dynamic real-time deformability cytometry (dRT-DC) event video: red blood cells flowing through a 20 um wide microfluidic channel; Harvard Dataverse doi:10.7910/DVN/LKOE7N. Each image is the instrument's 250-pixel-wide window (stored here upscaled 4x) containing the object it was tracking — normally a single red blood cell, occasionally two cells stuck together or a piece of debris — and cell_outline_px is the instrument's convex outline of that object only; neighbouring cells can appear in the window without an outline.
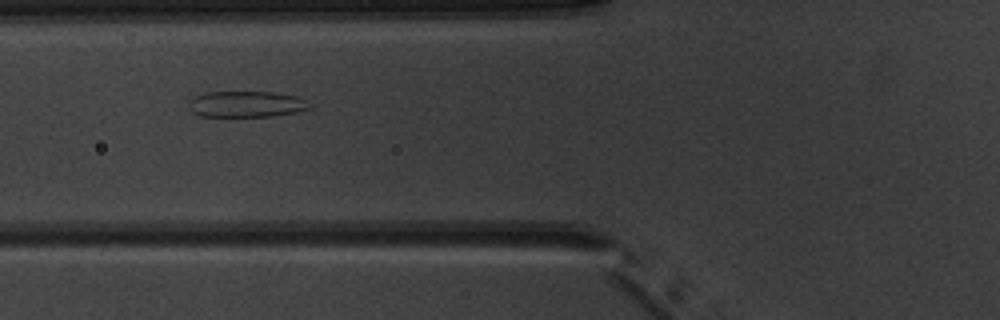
{"species": "common noctule bat (a hibernating species)", "species_latin": "Nyctalus noctula", "temperature_condition": "warm", "stored_images_in_passage": 4, "camera_frame_rate_fps": 3000, "um_per_image_px": 0.085, "animal": {"sex": "male", "body_mass_g": 20.1, "forearm_length_mm": 53.5}, "frame": {"image": 1, "passage_image": 2, "time_ms": 1.0, "image_size_px": [1000, 320], "cell_outline_px": [[312, 108], [296, 112], [272, 116], [200, 116], [192, 112], [188, 108], [188, 100], [204, 92], [272, 92], [300, 96]], "centroid_in_image_um": [20.91, 8.85], "position_along_channel_um": 104.9, "area_um2": 18.44}}
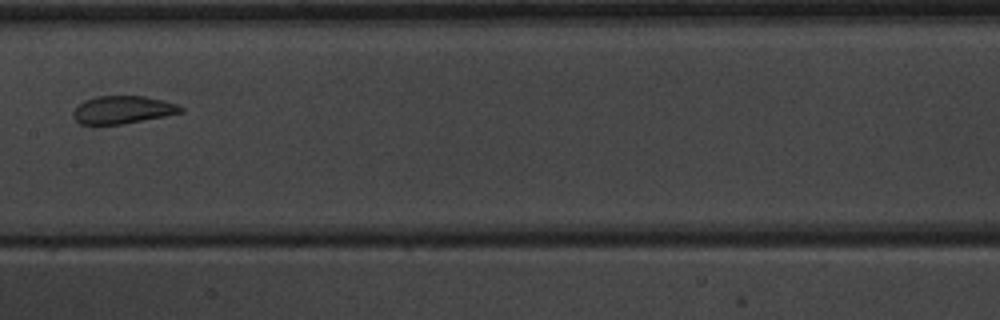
{"frame": {"image": 2, "passage_image": 4, "time_ms": 3.333, "image_size_px": [1000, 320], "cell_outline_px": [[184, 112], [164, 116], [120, 124], [80, 124], [76, 120], [72, 112], [84, 100], [96, 96], [144, 96], [164, 100], [176, 104], [184, 108]], "centroid_in_image_um": [10.44, 9.32], "position_along_channel_um": 197.0, "area_um2": 17.22}}